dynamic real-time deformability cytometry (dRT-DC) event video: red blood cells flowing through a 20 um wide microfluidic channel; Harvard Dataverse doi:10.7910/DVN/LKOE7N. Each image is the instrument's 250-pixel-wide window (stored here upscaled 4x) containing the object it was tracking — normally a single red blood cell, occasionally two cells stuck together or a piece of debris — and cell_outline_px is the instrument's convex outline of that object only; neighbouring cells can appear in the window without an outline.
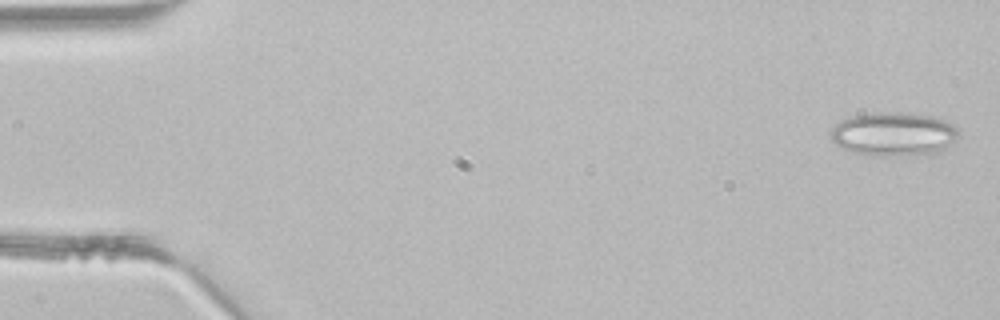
{"species": "common noctule bat (a hibernating species)", "species_latin": "Nyctalus noctula", "temperature_condition": "room temperature", "stored_images_in_passage": 5, "camera_frame_rate_fps": 3000, "um_per_image_px": 0.085, "animal": {"sex": "male", "body_mass_g": 21.5, "forearm_length_mm": 52.0}, "frame": {"image": 1, "passage_image": 1, "time_ms": 0.0, "image_size_px": [1000, 320], "cell_outline_px": [[956, 136], [952, 148], [940, 152], [900, 156], [872, 156], [852, 152], [840, 148], [832, 140], [832, 128], [836, 124], [852, 116], [876, 112], [908, 112], [936, 116], [952, 124], [956, 128]], "centroid_in_image_um": [76.0, 11.41], "position_along_channel_um": 9.0, "area_um2": 33.0}}